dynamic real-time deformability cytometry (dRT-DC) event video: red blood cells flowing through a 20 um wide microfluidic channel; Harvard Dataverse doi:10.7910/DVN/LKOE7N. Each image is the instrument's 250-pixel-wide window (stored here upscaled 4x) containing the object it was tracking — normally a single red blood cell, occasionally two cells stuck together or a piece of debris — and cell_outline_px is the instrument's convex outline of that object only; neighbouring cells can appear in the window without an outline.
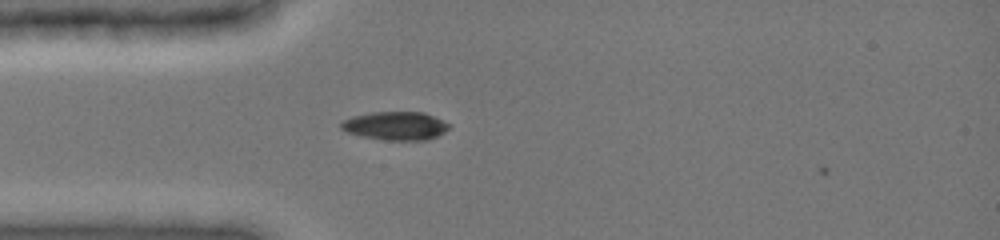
{"species": "common noctule bat (a hibernating species)", "species_latin": "Nyctalus noctula", "temperature_condition": "cold", "stored_images_in_passage": 35, "camera_frame_rate_fps": 3000, "um_per_image_px": 0.085, "animal": {"sex": "female", "body_mass_g": 19.0, "forearm_length_mm": 51.5}, "frame": {"image": 1, "passage_image": 1, "time_ms": 0.0, "image_size_px": [1000, 240], "cell_outline_px": [[448, 128], [444, 132], [428, 140], [388, 140], [364, 136], [348, 132], [340, 128], [340, 124], [344, 120], [352, 116], [372, 112], [424, 112], [448, 124]], "centroid_in_image_um": [33.59, 10.69], "position_along_channel_um": 51.4, "area_um2": 17.51}}
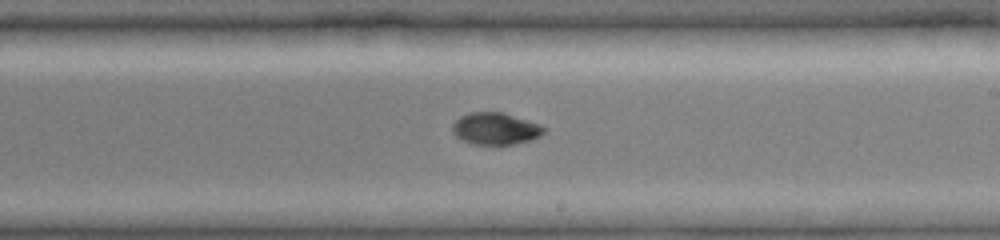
{"frame": {"image": 2, "passage_image": 16, "time_ms": 5.0, "image_size_px": [1000, 240], "cell_outline_px": [[548, 128], [540, 136], [532, 140], [512, 144], [472, 144], [456, 136], [452, 132], [452, 124], [460, 116], [468, 112], [504, 112], [540, 124]], "centroid_in_image_um": [42.13, 10.92], "position_along_channel_um": 246.9, "area_um2": 17.17}}
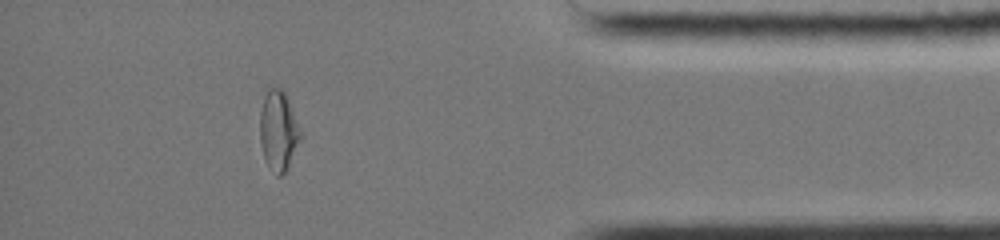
{"frame": {"image": 3, "passage_image": 30, "time_ms": 9.667, "image_size_px": [1000, 240], "cell_outline_px": [[300, 140], [284, 172], [280, 176], [276, 176], [264, 160], [260, 144], [260, 112], [264, 96], [268, 88], [280, 88], [284, 92], [288, 100], [300, 128]], "centroid_in_image_um": [23.63, 11.11], "position_along_channel_um": 411.6, "area_um2": 18.55}, "authors_computed_cell_mechanics": {"area_um2": 18.2648, "velocity_mm_per_s": 4.0093, "shape_relaxation_time_tau1_ms": 6.6023, "shape_relaxation_time_tau2_ms": 5.5348, "deformation_change_tau1": 0.1892, "deformation_change_tau2": 0.0621}}